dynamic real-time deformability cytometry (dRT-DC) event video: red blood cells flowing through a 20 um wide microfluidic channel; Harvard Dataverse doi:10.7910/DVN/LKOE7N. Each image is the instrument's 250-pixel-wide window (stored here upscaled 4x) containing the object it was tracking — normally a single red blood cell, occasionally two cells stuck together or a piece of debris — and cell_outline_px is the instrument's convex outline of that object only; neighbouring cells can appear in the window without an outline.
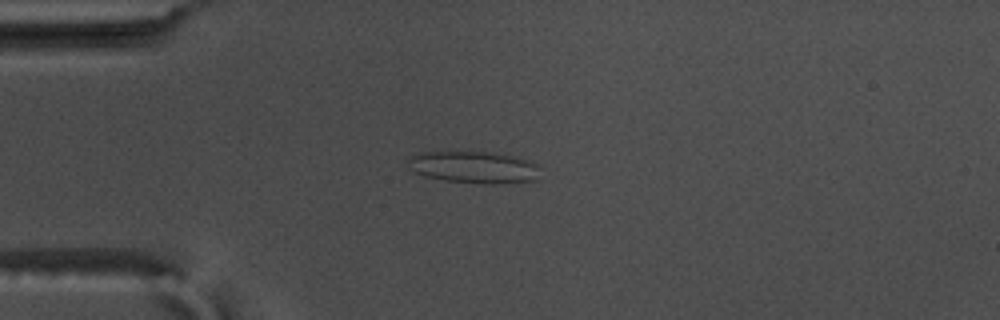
{"species": "common noctule bat (a hibernating species)", "species_latin": "Nyctalus noctula", "temperature_condition": "warm", "stored_images_in_passage": 49, "camera_frame_rate_fps": 3000, "um_per_image_px": 0.085, "animal": {"sex": "male", "body_mass_g": 17.5, "forearm_length_mm": 52.3}, "frame": {"image": 1, "passage_image": 8, "time_ms": 2.333, "image_size_px": [1000, 320], "cell_outline_px": [[540, 180], [492, 184], [484, 184], [444, 180], [424, 176], [408, 168], [408, 160], [412, 156], [420, 152], [488, 152], [512, 156], [532, 160], [536, 164]], "centroid_in_image_um": [40.3, 14.22], "position_along_channel_um": 44.7, "area_um2": 24.62}}
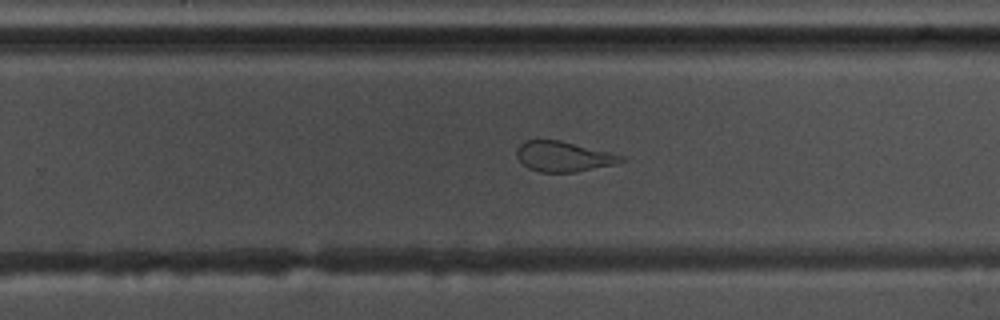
{"frame": {"image": 2, "passage_image": 29, "time_ms": 9.333, "image_size_px": [1000, 320], "cell_outline_px": [[628, 160], [612, 164], [576, 172], [540, 172], [528, 168], [516, 156], [516, 148], [524, 140], [560, 140], [624, 156]], "centroid_in_image_um": [47.86, 13.3], "position_along_channel_um": 281.9, "area_um2": 18.21}}
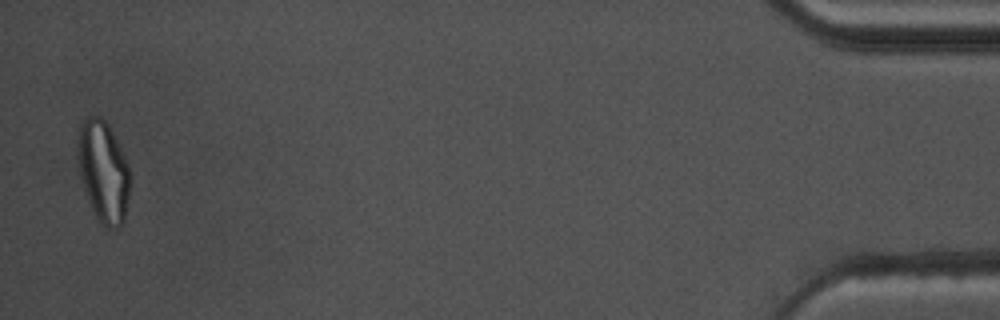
{"frame": {"image": 3, "passage_image": 48, "time_ms": 15.667, "image_size_px": [1000, 320], "cell_outline_px": [[132, 176], [124, 224], [120, 228], [108, 228], [92, 212], [84, 188], [80, 172], [80, 124], [88, 116], [100, 116], [108, 124], [128, 164]], "centroid_in_image_um": [8.85, 14.64], "position_along_channel_um": 426.3, "area_um2": 30.4}, "authors_computed_cell_mechanics": {"area_um2": 22.7154, "velocity_mm_per_s": 3.6753, "shape_relaxation_time_tau1_ms": null, "shape_relaxation_time_tau2_ms": 1.1404, "deformation_change_tau1": null, "deformation_change_tau2": 0.0951}}